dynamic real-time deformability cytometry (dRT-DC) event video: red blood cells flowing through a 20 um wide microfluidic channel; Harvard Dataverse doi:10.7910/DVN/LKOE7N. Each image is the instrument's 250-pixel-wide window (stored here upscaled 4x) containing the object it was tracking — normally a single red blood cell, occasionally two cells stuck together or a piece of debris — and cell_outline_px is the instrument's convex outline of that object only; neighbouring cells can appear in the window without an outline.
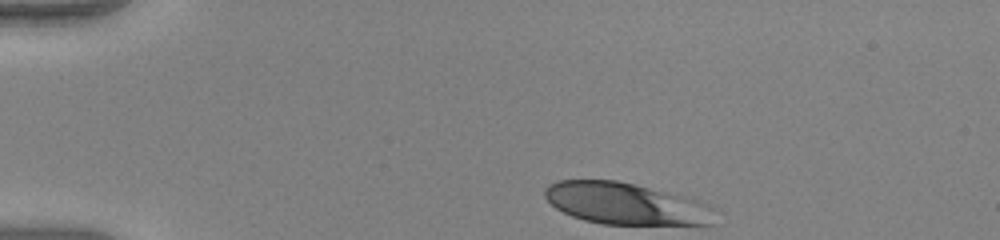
{"species": "human", "species_latin": "Homo sapiens", "temperature_condition": "warm", "stored_images_in_passage": 35, "camera_frame_rate_fps": 3000, "um_per_image_px": 0.085, "donor": {"sex": "female"}, "frame": {"image": 1, "passage_image": 1, "time_ms": 0.0, "image_size_px": [1000, 240], "cell_outline_px": [[724, 212], [712, 224], [604, 224], [584, 220], [572, 216], [556, 208], [544, 196], [544, 188], [548, 184], [556, 180], [616, 180], [636, 184], [696, 200], [720, 208]], "centroid_in_image_um": [53.27, 17.31], "position_along_channel_um": 31.7, "area_um2": 41.79}}
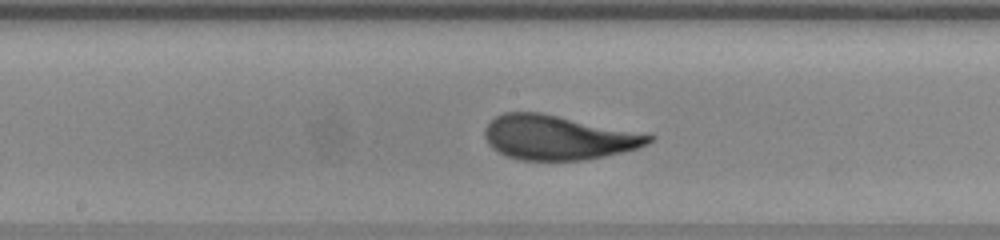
{"frame": {"image": 2, "passage_image": 19, "time_ms": 6.0, "image_size_px": [1000, 240], "cell_outline_px": [[656, 136], [648, 144], [636, 148], [604, 156], [584, 160], [520, 160], [508, 156], [492, 148], [488, 144], [484, 136], [484, 128], [496, 116], [504, 112], [540, 112]], "centroid_in_image_um": [47.38, 11.69], "position_along_channel_um": 200.8, "area_um2": 42.02}}
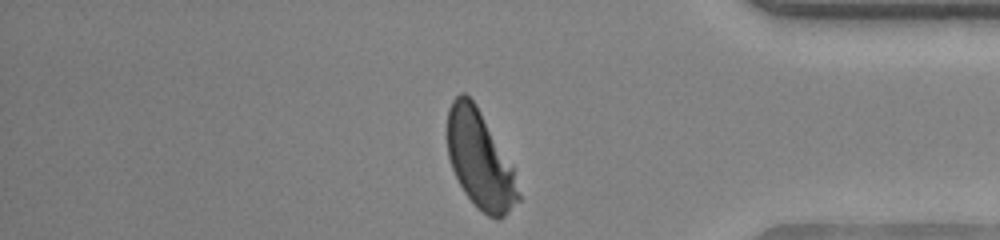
{"frame": {"image": 3, "passage_image": 35, "time_ms": 11.333, "image_size_px": [1000, 240], "cell_outline_px": [[520, 200], [500, 220], [496, 220], [488, 216], [464, 192], [452, 168], [448, 156], [448, 108], [452, 100], [460, 92], [464, 92], [476, 104], [512, 168], [520, 196]], "centroid_in_image_um": [40.77, 13.58], "position_along_channel_um": 394.4, "area_um2": 39.36}, "authors_computed_cell_mechanics": {"area_um2": 41.7894, "velocity_mm_per_s": 3.9812, "shape_relaxation_time_tau1_ms": 3.8985, "shape_relaxation_time_tau2_ms": null, "deformation_change_tau1": 0.1916, "deformation_change_tau2": null}}